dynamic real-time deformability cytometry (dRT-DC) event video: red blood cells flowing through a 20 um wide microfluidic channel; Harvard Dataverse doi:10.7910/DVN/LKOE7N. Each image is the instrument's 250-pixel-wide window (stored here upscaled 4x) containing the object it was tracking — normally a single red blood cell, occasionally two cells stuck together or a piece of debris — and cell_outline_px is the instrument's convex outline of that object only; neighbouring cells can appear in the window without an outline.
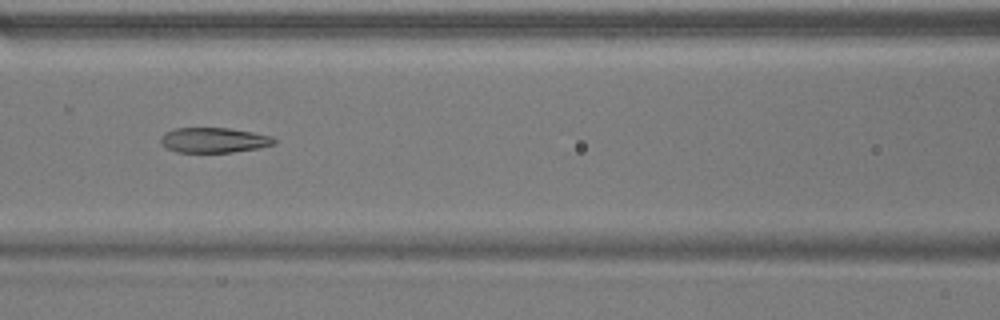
{"species": "common noctule bat (a hibernating species)", "species_latin": "Nyctalus noctula", "temperature_condition": "warm", "stored_images_in_passage": 44, "camera_frame_rate_fps": 3000, "um_per_image_px": 0.085, "animal": {"sex": "male", "body_mass_g": 17.9}, "frame": {"image": 1, "passage_image": 16, "time_ms": 5.0, "image_size_px": [1000, 320], "cell_outline_px": [[276, 144], [260, 148], [232, 152], [176, 152], [160, 144], [160, 136], [164, 132], [176, 128], [228, 128], [252, 132], [272, 136], [276, 140]], "centroid_in_image_um": [18.17, 11.91], "position_along_channel_um": 148.4, "area_um2": 16.7}}
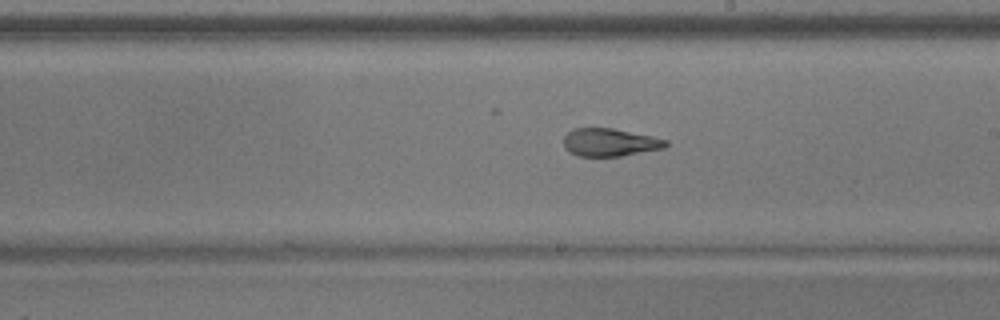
{"frame": {"image": 2, "passage_image": 23, "time_ms": 7.333, "image_size_px": [1000, 320], "cell_outline_px": [[668, 144], [664, 148], [620, 156], [576, 156], [568, 152], [564, 148], [564, 136], [572, 128], [612, 128], [652, 136], [668, 140]], "centroid_in_image_um": [51.8, 12.1], "position_along_channel_um": 237.2, "area_um2": 16.65}}
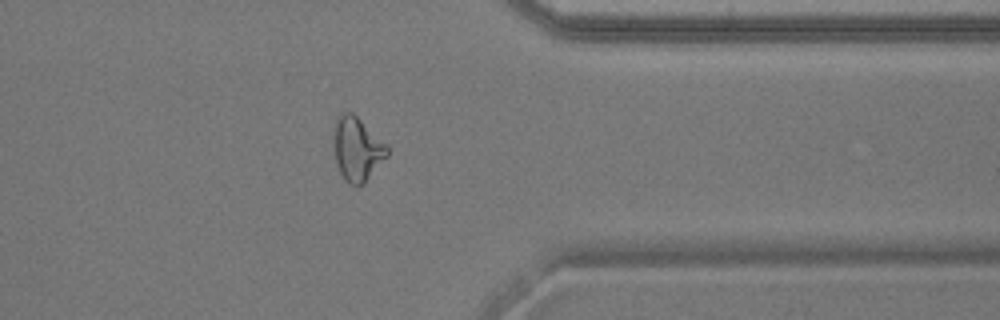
{"frame": {"image": 3, "passage_image": 35, "time_ms": 11.333, "image_size_px": [1000, 320], "cell_outline_px": [[388, 156], [364, 184], [348, 184], [344, 180], [340, 172], [336, 160], [332, 128], [336, 116], [340, 112], [352, 112], [388, 144]], "centroid_in_image_um": [30.35, 12.63], "position_along_channel_um": 381.0, "area_um2": 20.23}, "authors_computed_cell_mechanics": {"area_um2": 18.4382, "velocity_mm_per_s": 3.8109, "shape_relaxation_time_tau1_ms": null, "shape_relaxation_time_tau2_ms": 2.2822, "deformation_change_tau1": null, "deformation_change_tau2": 0.1024}}